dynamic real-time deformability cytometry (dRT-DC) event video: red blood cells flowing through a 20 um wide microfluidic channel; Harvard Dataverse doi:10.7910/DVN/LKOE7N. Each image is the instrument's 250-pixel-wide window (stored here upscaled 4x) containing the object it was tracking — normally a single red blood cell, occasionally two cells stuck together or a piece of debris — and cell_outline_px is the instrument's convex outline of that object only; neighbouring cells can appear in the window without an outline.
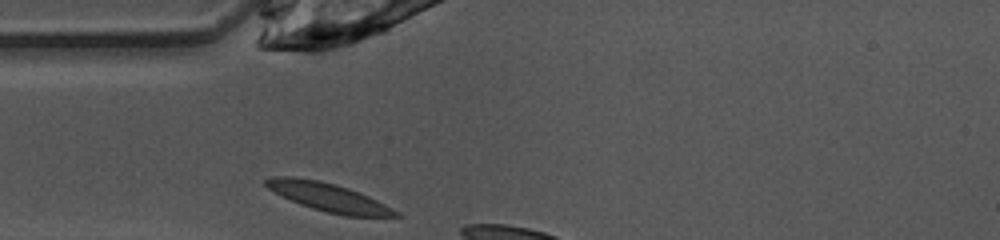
{"species": "common noctule bat (a hibernating species)", "species_latin": "Nyctalus noctula", "temperature_condition": "warm", "stored_images_in_passage": 4, "camera_frame_rate_fps": 3000, "um_per_image_px": 0.085, "animal": {"sex": "female", "body_mass_g": 10.0, "forearm_length_mm": 53.1}, "frame": {"image": 1, "passage_image": 1, "time_ms": 0.0, "image_size_px": [1000, 240], "cell_outline_px": [[404, 216], [344, 216], [312, 208], [300, 204], [268, 188], [264, 184], [264, 180], [272, 176], [292, 176], [316, 180], [336, 184], [348, 188], [368, 196], [400, 212]], "centroid_in_image_um": [27.93, 16.76], "position_along_channel_um": 57.1, "area_um2": 21.1}}